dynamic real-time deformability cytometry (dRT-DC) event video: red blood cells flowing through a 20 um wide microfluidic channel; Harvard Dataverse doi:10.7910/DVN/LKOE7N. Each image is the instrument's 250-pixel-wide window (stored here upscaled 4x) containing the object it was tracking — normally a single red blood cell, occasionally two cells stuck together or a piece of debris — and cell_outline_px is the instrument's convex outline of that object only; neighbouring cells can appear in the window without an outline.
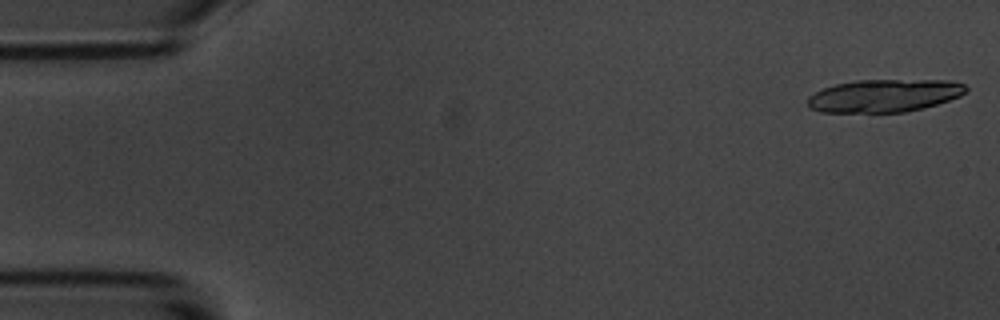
{"species": "common noctule bat (a hibernating species)", "species_latin": "Nyctalus noctula", "temperature_condition": "room temperature", "stored_images_in_passage": 17, "camera_frame_rate_fps": 3000, "um_per_image_px": 0.085, "animal": {"sex": "male", "body_mass_g": 20.1, "forearm_length_mm": 53.5}, "frame": {"image": 1, "passage_image": 1, "time_ms": 0.0, "image_size_px": [1000, 320], "cell_outline_px": [[968, 88], [960, 96], [924, 108], [904, 112], [820, 112], [808, 108], [808, 96], [824, 88], [836, 84], [856, 80], [948, 80], [964, 84]], "centroid_in_image_um": [75.15, 8.13], "position_along_channel_um": 9.9, "area_um2": 30.17}}